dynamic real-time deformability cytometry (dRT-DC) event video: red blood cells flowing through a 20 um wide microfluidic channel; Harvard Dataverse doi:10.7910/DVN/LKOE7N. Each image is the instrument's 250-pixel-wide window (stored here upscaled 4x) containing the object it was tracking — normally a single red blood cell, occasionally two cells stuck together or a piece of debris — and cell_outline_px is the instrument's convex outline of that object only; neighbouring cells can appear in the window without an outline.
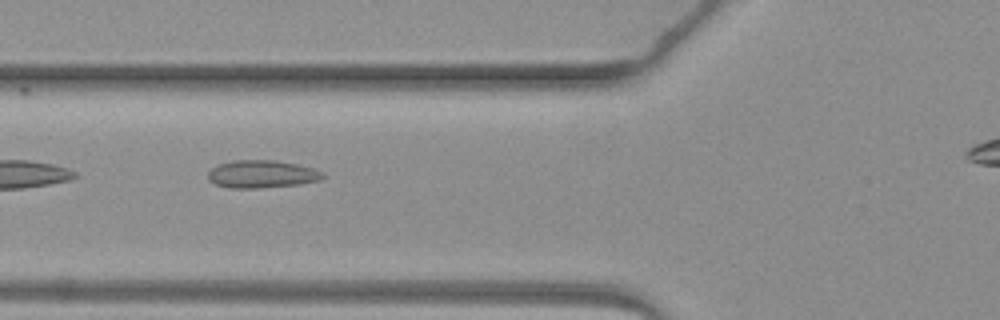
{"species": "common noctule bat (a hibernating species)", "species_latin": "Nyctalus noctula", "temperature_condition": "warm", "stored_images_in_passage": 8, "camera_frame_rate_fps": 3000, "um_per_image_px": 0.085, "animal": {"sex": "female", "body_mass_g": 19.3, "forearm_length_mm": 54.1}, "frame": {"image": 1, "passage_image": 5, "time_ms": 5.667, "image_size_px": [1000, 320], "cell_outline_px": [[324, 176], [320, 180], [300, 184], [260, 188], [228, 188], [216, 184], [208, 180], [208, 172], [212, 168], [220, 164], [232, 160], [276, 160], [296, 164], [312, 168], [324, 172]], "centroid_in_image_um": [22.25, 14.8], "position_along_channel_um": 103.5, "area_um2": 18.55}}